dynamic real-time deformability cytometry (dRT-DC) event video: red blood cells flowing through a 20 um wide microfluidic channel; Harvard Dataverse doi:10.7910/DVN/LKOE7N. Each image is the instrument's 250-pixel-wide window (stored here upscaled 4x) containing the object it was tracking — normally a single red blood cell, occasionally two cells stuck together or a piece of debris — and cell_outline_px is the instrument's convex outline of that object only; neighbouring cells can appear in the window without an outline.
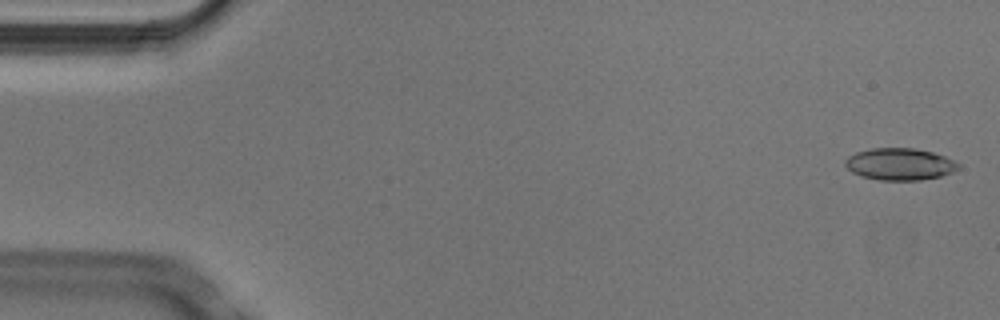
{"species": "Egyptian fruit bat (a non-hibernating species)", "species_latin": "Rousettus aegyptiacus", "temperature_condition": "cold", "stored_images_in_passage": 4, "camera_frame_rate_fps": 3000, "um_per_image_px": 0.085, "animal": {"sex": "male"}, "frame": {"image": 1, "passage_image": 1, "time_ms": 0.0, "image_size_px": [1000, 320], "cell_outline_px": [[960, 168], [952, 172], [940, 176], [920, 180], [880, 180], [864, 176], [852, 172], [844, 164], [844, 160], [848, 156], [856, 152], [872, 148], [916, 148], [932, 152], [944, 156], [960, 164]], "centroid_in_image_um": [76.48, 13.94], "position_along_channel_um": 8.5, "area_um2": 20.98}}